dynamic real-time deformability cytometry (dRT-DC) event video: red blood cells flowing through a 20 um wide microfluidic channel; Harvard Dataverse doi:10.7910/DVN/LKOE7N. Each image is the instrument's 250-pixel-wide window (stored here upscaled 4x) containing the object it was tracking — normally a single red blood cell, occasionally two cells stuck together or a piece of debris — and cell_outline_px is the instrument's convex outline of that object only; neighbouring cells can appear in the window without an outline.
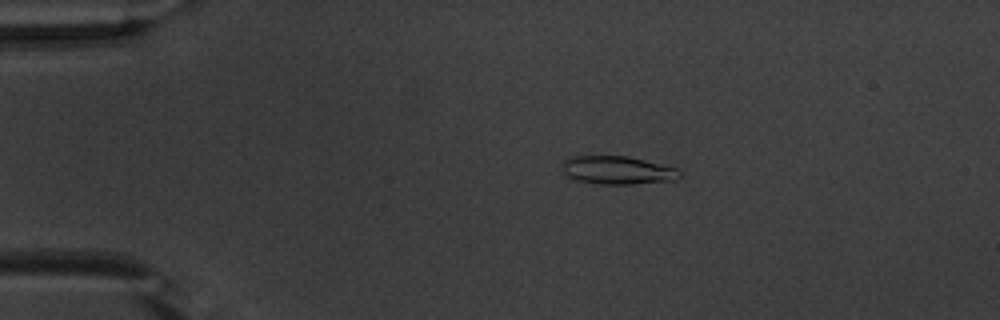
{"species": "common noctule bat (a hibernating species)", "species_latin": "Nyctalus noctula", "temperature_condition": "warm", "stored_images_in_passage": 47, "camera_frame_rate_fps": 3000, "um_per_image_px": 0.085, "animal": {"sex": "male", "body_mass_g": 20.1, "forearm_length_mm": 53.5}, "frame": {"image": 1, "passage_image": 5, "time_ms": 1.333, "image_size_px": [1000, 320], "cell_outline_px": [[680, 176], [676, 180], [632, 184], [600, 184], [576, 180], [560, 172], [564, 160], [568, 156], [628, 156], [676, 168], [680, 172]], "centroid_in_image_um": [52.43, 14.47], "position_along_channel_um": 32.6, "area_um2": 19.36}}
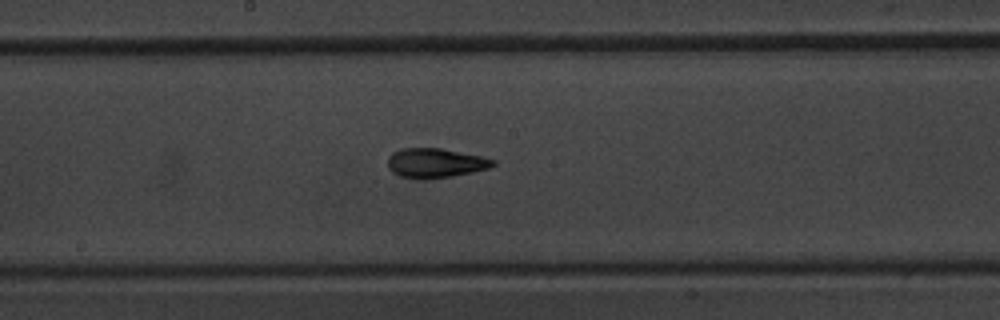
{"frame": {"image": 2, "passage_image": 23, "time_ms": 7.333, "image_size_px": [1000, 320], "cell_outline_px": [[496, 164], [492, 168], [452, 176], [424, 180], [416, 180], [400, 176], [392, 172], [388, 168], [388, 156], [392, 152], [400, 148], [440, 148], [480, 156], [496, 160]], "centroid_in_image_um": [36.98, 13.87], "position_along_channel_um": 211.2, "area_um2": 18.38}}
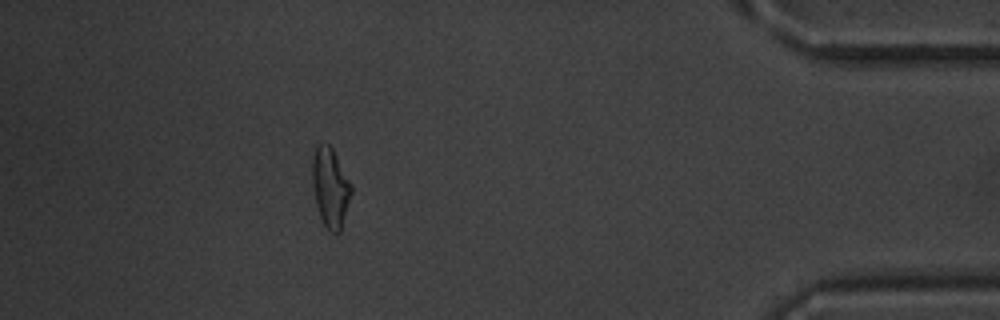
{"frame": {"image": 3, "passage_image": 42, "time_ms": 13.667, "image_size_px": [1000, 320], "cell_outline_px": [[352, 192], [340, 232], [332, 232], [324, 224], [320, 216], [316, 204], [312, 184], [312, 160], [316, 148], [320, 144], [328, 144], [332, 148], [352, 184]], "centroid_in_image_um": [28.09, 15.93], "position_along_channel_um": 407.1, "area_um2": 17.8}, "authors_computed_cell_mechanics": {"area_um2": 17.7446, "velocity_mm_per_s": 3.8304, "shape_relaxation_time_tau1_ms": 5.1918, "shape_relaxation_time_tau2_ms": 1.6787, "deformation_change_tau1": 0.2054, "deformation_change_tau2": 0.0733}}